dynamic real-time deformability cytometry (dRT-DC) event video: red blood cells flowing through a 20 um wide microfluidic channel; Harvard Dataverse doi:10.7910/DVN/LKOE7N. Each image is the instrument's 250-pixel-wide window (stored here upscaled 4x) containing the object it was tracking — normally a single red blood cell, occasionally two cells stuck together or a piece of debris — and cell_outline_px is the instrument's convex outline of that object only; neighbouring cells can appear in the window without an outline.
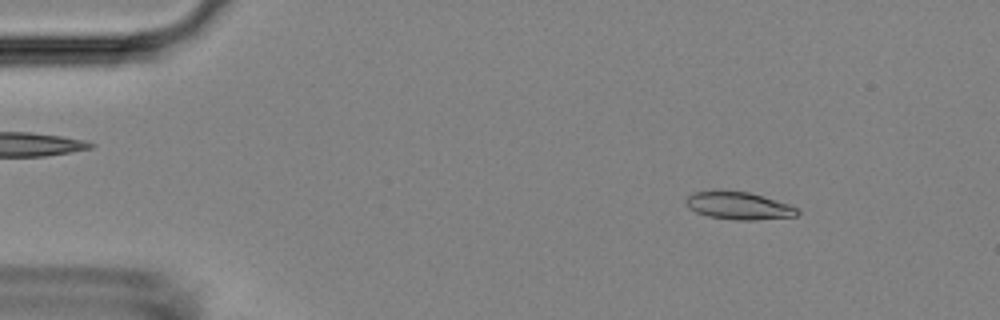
{"species": "Egyptian fruit bat (a non-hibernating species)", "species_latin": "Rousettus aegyptiacus", "temperature_condition": "room temperature", "stored_images_in_passage": 51, "camera_frame_rate_fps": 3000, "um_per_image_px": 0.085, "animal": {"sex": "female"}, "frame": {"image": 1, "passage_image": 6, "time_ms": 1.667, "image_size_px": [1000, 320], "cell_outline_px": [[800, 212], [796, 216], [756, 220], [736, 220], [708, 216], [696, 212], [688, 208], [684, 200], [692, 192], [712, 188], [716, 188], [748, 192], [788, 204], [796, 208]], "centroid_in_image_um": [62.69, 17.45], "position_along_channel_um": 22.3, "area_um2": 18.32}}
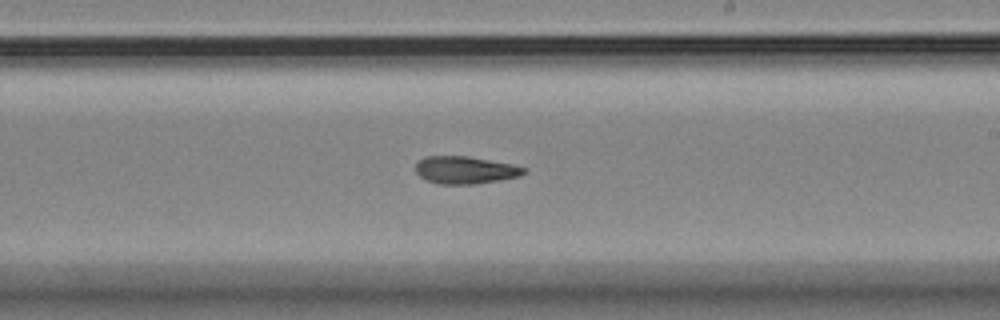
{"frame": {"image": 2, "passage_image": 30, "time_ms": 9.667, "image_size_px": [1000, 320], "cell_outline_px": [[528, 172], [520, 176], [476, 184], [440, 184], [424, 180], [416, 172], [416, 160], [424, 156], [468, 156], [512, 164], [528, 168]], "centroid_in_image_um": [39.54, 14.45], "position_along_channel_um": 249.5, "area_um2": 17.57}}
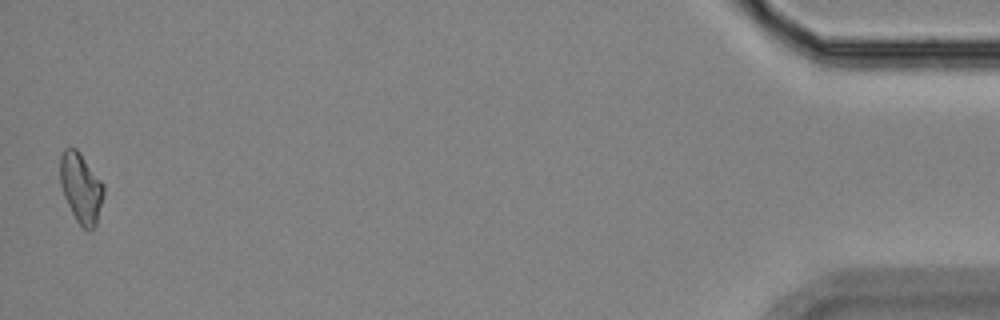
{"frame": {"image": 3, "passage_image": 51, "time_ms": 16.667, "image_size_px": [1000, 320], "cell_outline_px": [[104, 196], [96, 224], [92, 232], [88, 232], [76, 220], [64, 196], [60, 184], [60, 156], [64, 148], [76, 148], [80, 152], [104, 184]], "centroid_in_image_um": [6.89, 15.97], "position_along_channel_um": 428.3, "area_um2": 17.86}, "authors_computed_cell_mechanics": {"area_um2": 17.629, "velocity_mm_per_s": 3.8076, "shape_relaxation_time_tau1_ms": null, "shape_relaxation_time_tau2_ms": 7.3622, "deformation_change_tau1": null, "deformation_change_tau2": 0.1694}}